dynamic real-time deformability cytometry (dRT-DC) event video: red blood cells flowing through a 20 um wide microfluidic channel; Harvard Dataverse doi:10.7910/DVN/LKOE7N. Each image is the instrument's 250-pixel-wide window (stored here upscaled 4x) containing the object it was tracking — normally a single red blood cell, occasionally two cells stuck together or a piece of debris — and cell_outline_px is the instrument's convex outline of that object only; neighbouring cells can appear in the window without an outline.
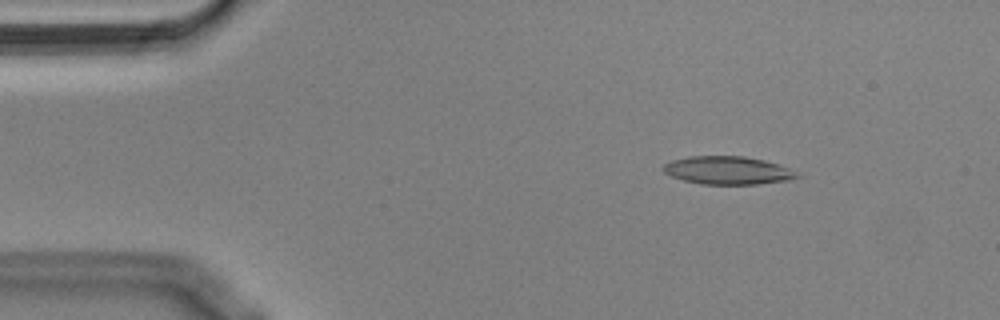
{"species": "Egyptian fruit bat (a non-hibernating species)", "species_latin": "Rousettus aegyptiacus", "temperature_condition": "cold", "stored_images_in_passage": 50, "camera_frame_rate_fps": 3000, "um_per_image_px": 0.085, "animal": {"sex": "male"}, "frame": {"image": 1, "passage_image": 6, "time_ms": 1.667, "image_size_px": [1000, 320], "cell_outline_px": [[800, 176], [788, 180], [756, 184], [700, 184], [684, 180], [672, 176], [664, 172], [664, 164], [672, 160], [688, 156], [744, 156], [764, 160], [780, 164], [796, 172]], "centroid_in_image_um": [61.86, 14.47], "position_along_channel_um": 23.1, "area_um2": 21.73}}
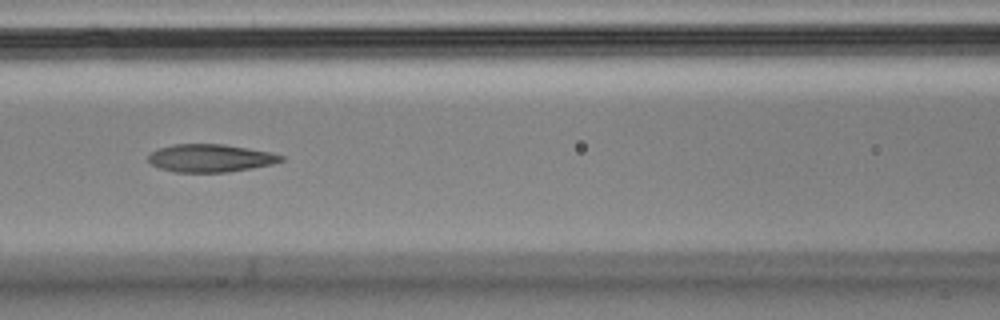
{"frame": {"image": 2, "passage_image": 22, "time_ms": 7.0, "image_size_px": [1000, 320], "cell_outline_px": [[284, 160], [272, 164], [252, 168], [228, 172], [172, 172], [160, 168], [152, 164], [148, 160], [148, 156], [156, 148], [176, 144], [224, 144], [248, 148], [268, 152], [284, 156]], "centroid_in_image_um": [17.86, 13.44], "position_along_channel_um": 148.7, "area_um2": 21.5}}
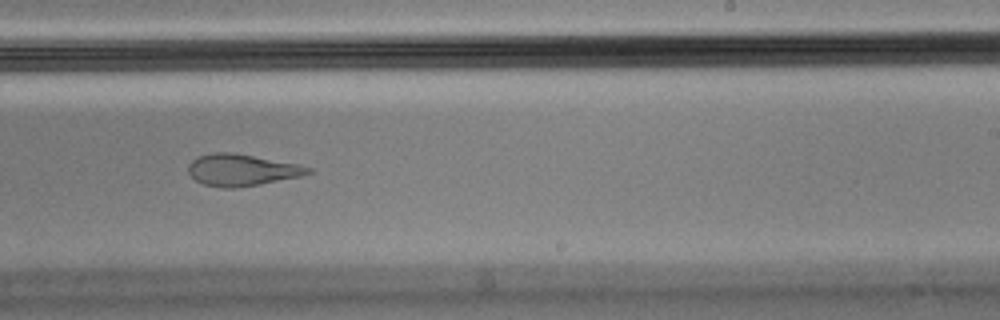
{"frame": {"image": 3, "passage_image": 32, "time_ms": 10.333, "image_size_px": [1000, 320], "cell_outline_px": [[312, 172], [300, 176], [260, 184], [232, 188], [224, 188], [204, 184], [196, 180], [188, 172], [188, 164], [196, 156], [212, 152], [232, 152], [296, 164], [312, 168]], "centroid_in_image_um": [20.5, 14.44], "position_along_channel_um": 268.5, "area_um2": 21.91}, "authors_computed_cell_mechanics": {"area_um2": 21.7328, "velocity_mm_per_s": 3.6007, "shape_relaxation_time_tau1_ms": null, "shape_relaxation_time_tau2_ms": 1.2464, "deformation_change_tau1": null, "deformation_change_tau2": 0.0933}}